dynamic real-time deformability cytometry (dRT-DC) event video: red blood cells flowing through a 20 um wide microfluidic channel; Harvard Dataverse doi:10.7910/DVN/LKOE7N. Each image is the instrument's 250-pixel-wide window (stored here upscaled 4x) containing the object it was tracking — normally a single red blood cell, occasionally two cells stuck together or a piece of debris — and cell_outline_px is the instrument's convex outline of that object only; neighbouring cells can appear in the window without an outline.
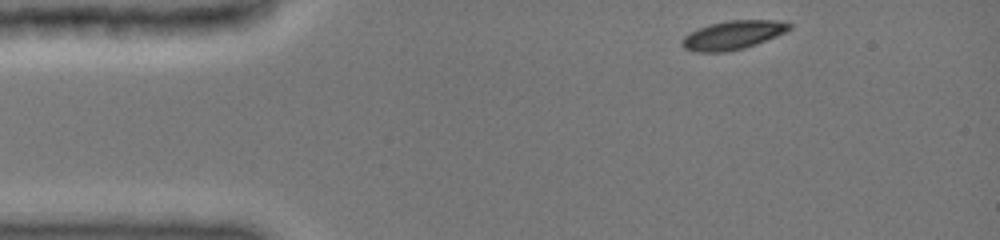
{"species": "common noctule bat (a hibernating species)", "species_latin": "Nyctalus noctula", "temperature_condition": "cold", "stored_images_in_passage": 39, "camera_frame_rate_fps": 3000, "um_per_image_px": 0.085, "animal": {"sex": "female", "body_mass_g": 19.0, "forearm_length_mm": 51.5}, "frame": {"image": 1, "passage_image": 1, "time_ms": 0.0, "image_size_px": [1000, 240], "cell_outline_px": [[792, 28], [776, 36], [756, 44], [744, 48], [724, 52], [692, 52], [684, 48], [680, 44], [680, 40], [684, 36], [708, 24], [728, 20], [776, 20], [792, 24]], "centroid_in_image_um": [62.26, 2.98], "position_along_channel_um": 22.7, "area_um2": 17.98}}
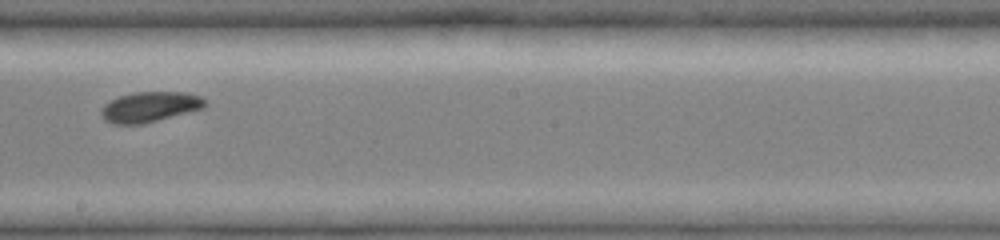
{"frame": {"image": 2, "passage_image": 22, "time_ms": 7.0, "image_size_px": [1000, 240], "cell_outline_px": [[208, 104], [204, 108], [144, 124], [112, 124], [104, 120], [100, 116], [100, 108], [104, 104], [120, 96], [136, 92], [184, 92], [200, 96], [208, 100]], "centroid_in_image_um": [12.74, 9.09], "position_along_channel_um": 235.5, "area_um2": 18.55}}
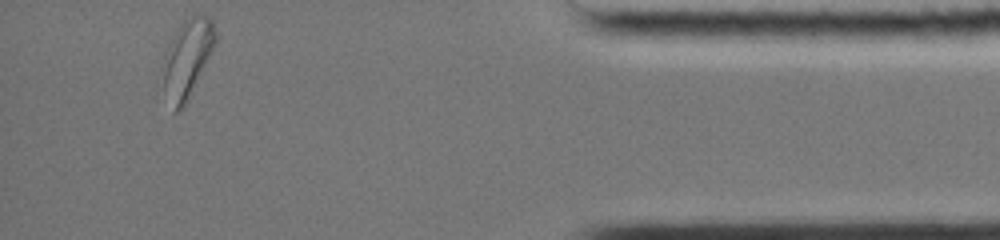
{"frame": {"image": 3, "passage_image": 39, "time_ms": 12.667, "image_size_px": [1000, 240], "cell_outline_px": [[216, 44], [184, 108], [180, 112], [172, 112], [164, 92], [164, 56], [168, 44], [172, 36], [180, 24], [192, 12], [204, 12], [212, 20], [216, 28]], "centroid_in_image_um": [15.94, 4.93], "position_along_channel_um": 419.3, "area_um2": 24.57}, "authors_computed_cell_mechanics": {"area_um2": 18.6694, "velocity_mm_per_s": 3.9452, "shape_relaxation_time_tau1_ms": 2.3615, "shape_relaxation_time_tau2_ms": 6.3799, "deformation_change_tau1": 0.0993, "deformation_change_tau2": 0.1033}}